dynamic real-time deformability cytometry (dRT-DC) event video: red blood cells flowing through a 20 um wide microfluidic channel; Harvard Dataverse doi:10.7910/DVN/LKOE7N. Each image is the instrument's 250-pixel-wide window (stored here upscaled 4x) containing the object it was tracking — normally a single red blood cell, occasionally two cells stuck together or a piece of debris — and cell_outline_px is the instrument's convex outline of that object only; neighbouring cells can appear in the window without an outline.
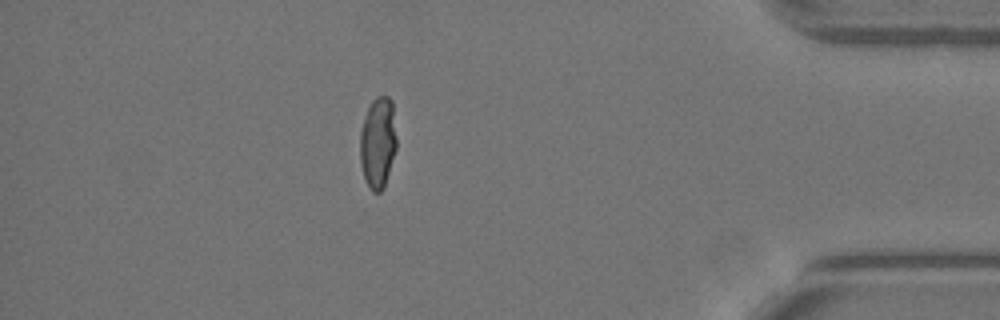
{"species": "Egyptian fruit bat (a non-hibernating species)", "species_latin": "Rousettus aegyptiacus", "temperature_condition": "warm", "stored_images_in_passage": 37, "camera_frame_rate_fps": 3000, "um_per_image_px": 0.085, "animal": {"sex": "female"}, "frame": {"image": 1, "passage_image": 37, "time_ms": 12.0, "image_size_px": [1000, 320], "cell_outline_px": [[396, 148], [384, 188], [380, 192], [372, 192], [364, 180], [360, 164], [360, 132], [364, 116], [372, 100], [376, 96], [388, 96], [392, 100], [396, 136]], "centroid_in_image_um": [32.11, 12.13], "position_along_channel_um": 403.1, "area_um2": 19.65}}